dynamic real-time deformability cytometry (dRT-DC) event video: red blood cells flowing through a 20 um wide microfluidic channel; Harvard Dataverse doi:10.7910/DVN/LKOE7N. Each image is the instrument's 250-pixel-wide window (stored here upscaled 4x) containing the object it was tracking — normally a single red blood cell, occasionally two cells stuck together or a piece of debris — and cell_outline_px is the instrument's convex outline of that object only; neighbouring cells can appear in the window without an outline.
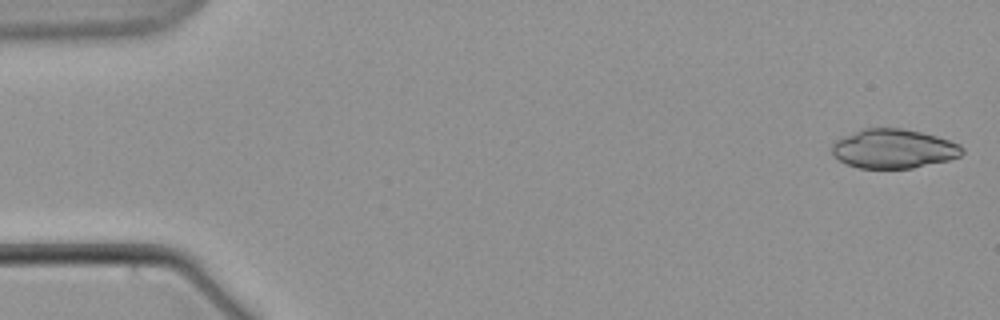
{"species": "common noctule bat (a hibernating species)", "species_latin": "Nyctalus noctula", "temperature_condition": "warm", "stored_images_in_passage": 6, "camera_frame_rate_fps": 3000, "um_per_image_px": 0.085, "animal": {"sex": "male", "body_mass_g": 21.5, "forearm_length_mm": 52.0}, "frame": {"image": 1, "passage_image": 1, "time_ms": 0.0, "image_size_px": [1000, 320], "cell_outline_px": [[964, 152], [960, 156], [948, 160], [912, 168], [860, 168], [848, 164], [840, 160], [832, 152], [832, 144], [836, 140], [844, 136], [864, 128], [904, 128], [936, 136], [960, 144], [964, 148]], "centroid_in_image_um": [75.98, 12.64], "position_along_channel_um": 9.0, "area_um2": 29.54}}